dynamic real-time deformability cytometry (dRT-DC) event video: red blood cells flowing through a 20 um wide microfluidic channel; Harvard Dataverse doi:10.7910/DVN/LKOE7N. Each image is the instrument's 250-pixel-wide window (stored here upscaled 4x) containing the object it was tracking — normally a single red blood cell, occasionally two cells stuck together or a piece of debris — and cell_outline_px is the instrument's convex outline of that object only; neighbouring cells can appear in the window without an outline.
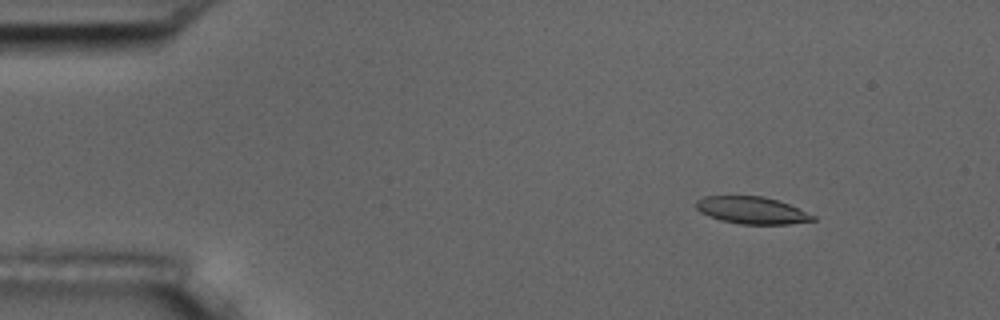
{"species": "common noctule bat (a hibernating species)", "species_latin": "Nyctalus noctula", "temperature_condition": "room temperature", "stored_images_in_passage": 52, "camera_frame_rate_fps": 3000, "um_per_image_px": 0.085, "animal": {"sex": "male", "body_mass_g": 17.5, "forearm_length_mm": 52.3}, "frame": {"image": 1, "passage_image": 7, "time_ms": 2.0, "image_size_px": [1000, 320], "cell_outline_px": [[816, 220], [788, 224], [740, 224], [720, 220], [700, 212], [696, 208], [696, 200], [704, 196], [764, 196], [788, 204], [816, 216]], "centroid_in_image_um": [63.89, 17.87], "position_along_channel_um": 21.1, "area_um2": 18.38}}
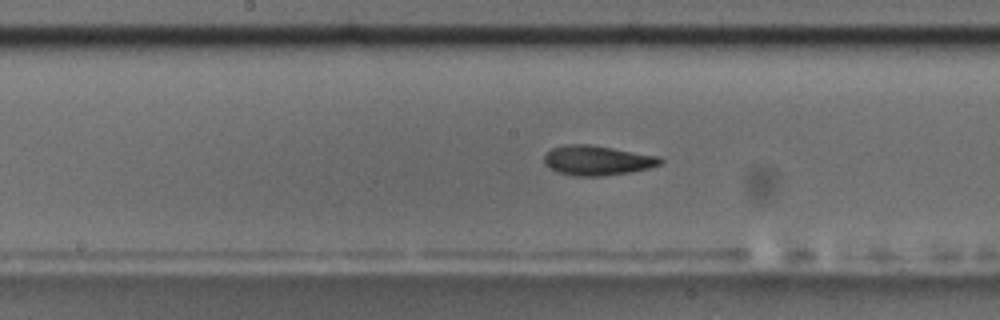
{"frame": {"image": 2, "passage_image": 28, "time_ms": 9.0, "image_size_px": [1000, 320], "cell_outline_px": [[664, 160], [660, 164], [648, 168], [632, 172], [604, 176], [572, 176], [556, 172], [548, 168], [544, 164], [544, 156], [552, 148], [564, 144], [592, 144], [660, 156]], "centroid_in_image_um": [50.75, 13.63], "position_along_channel_um": 197.5, "area_um2": 20.52}}
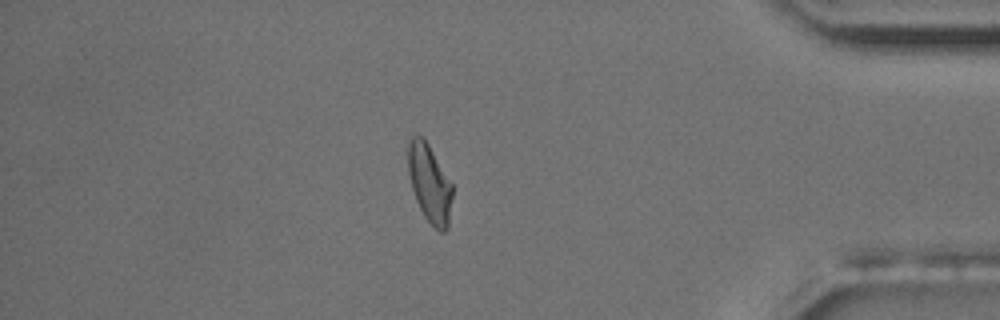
{"frame": {"image": 3, "passage_image": 47, "time_ms": 15.333, "image_size_px": [1000, 320], "cell_outline_px": [[452, 196], [448, 228], [444, 232], [440, 232], [424, 216], [416, 200], [412, 188], [408, 172], [408, 144], [412, 136], [420, 136], [428, 144], [452, 184]], "centroid_in_image_um": [36.51, 15.61], "position_along_channel_um": 398.7, "area_um2": 19.77}, "authors_computed_cell_mechanics": {"area_um2": 19.363, "velocity_mm_per_s": 3.7298, "shape_relaxation_time_tau1_ms": 7.1144, "shape_relaxation_time_tau2_ms": 1.544, "deformation_change_tau1": 0.2513, "deformation_change_tau2": 0.0721}}